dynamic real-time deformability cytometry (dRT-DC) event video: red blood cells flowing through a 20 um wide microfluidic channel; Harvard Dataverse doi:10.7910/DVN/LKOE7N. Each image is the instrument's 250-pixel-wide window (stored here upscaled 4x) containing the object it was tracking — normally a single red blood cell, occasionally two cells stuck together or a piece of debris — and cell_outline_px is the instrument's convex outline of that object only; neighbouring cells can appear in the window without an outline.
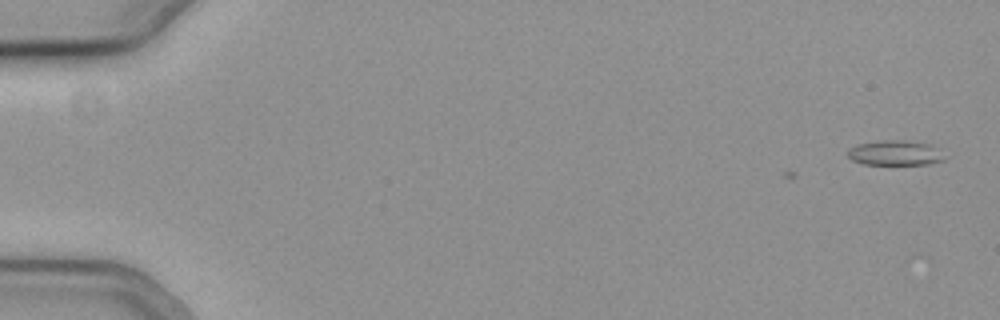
{"species": "common noctule bat (a hibernating species)", "species_latin": "Nyctalus noctula", "temperature_condition": "cold", "stored_images_in_passage": 2, "camera_frame_rate_fps": 3000, "um_per_image_px": 0.085, "animal": {"sex": "female", "body_mass_g": 19.3, "forearm_length_mm": 54.1}, "frame": {"image": 1, "passage_image": 2, "time_ms": 0.333, "image_size_px": [1000, 320], "cell_outline_px": [[944, 160], [928, 164], [864, 164], [852, 160], [848, 156], [848, 148], [856, 144], [880, 140], [904, 140], [932, 144], [940, 148]], "centroid_in_image_um": [76.09, 12.98], "position_along_channel_um": 8.9, "area_um2": 14.22}}